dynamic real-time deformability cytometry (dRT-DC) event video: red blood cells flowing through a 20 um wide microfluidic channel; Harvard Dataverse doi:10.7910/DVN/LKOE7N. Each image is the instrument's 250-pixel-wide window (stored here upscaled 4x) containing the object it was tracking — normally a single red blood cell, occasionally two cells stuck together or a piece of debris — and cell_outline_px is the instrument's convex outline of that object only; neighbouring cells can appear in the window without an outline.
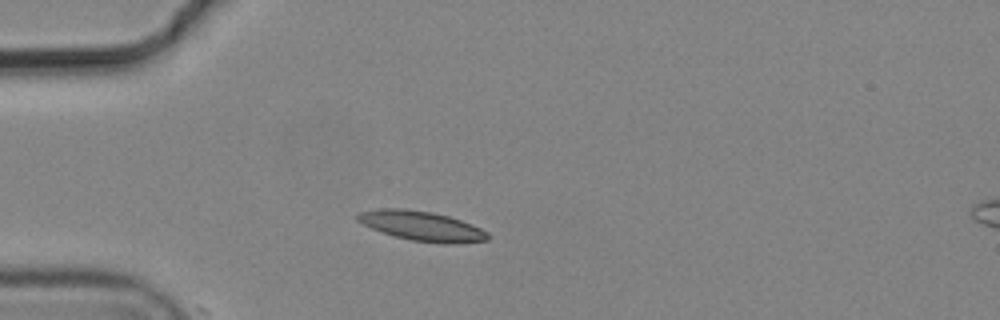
{"species": "common noctule bat (a hibernating species)", "species_latin": "Nyctalus noctula", "temperature_condition": "cold", "stored_images_in_passage": 2, "camera_frame_rate_fps": 3000, "um_per_image_px": 0.085, "animal": {"sex": "male", "body_mass_g": 19.2, "forearm_length_mm": 51.8}, "frame": {"image": 1, "passage_image": 2, "time_ms": 0.333, "image_size_px": [1000, 320], "cell_outline_px": [[488, 240], [456, 244], [440, 244], [412, 240], [392, 236], [380, 232], [356, 220], [356, 216], [360, 212], [380, 208], [404, 208], [432, 212], [448, 216], [460, 220], [480, 228], [488, 232]], "centroid_in_image_um": [35.84, 19.22], "position_along_channel_um": 49.2, "area_um2": 22.6}}